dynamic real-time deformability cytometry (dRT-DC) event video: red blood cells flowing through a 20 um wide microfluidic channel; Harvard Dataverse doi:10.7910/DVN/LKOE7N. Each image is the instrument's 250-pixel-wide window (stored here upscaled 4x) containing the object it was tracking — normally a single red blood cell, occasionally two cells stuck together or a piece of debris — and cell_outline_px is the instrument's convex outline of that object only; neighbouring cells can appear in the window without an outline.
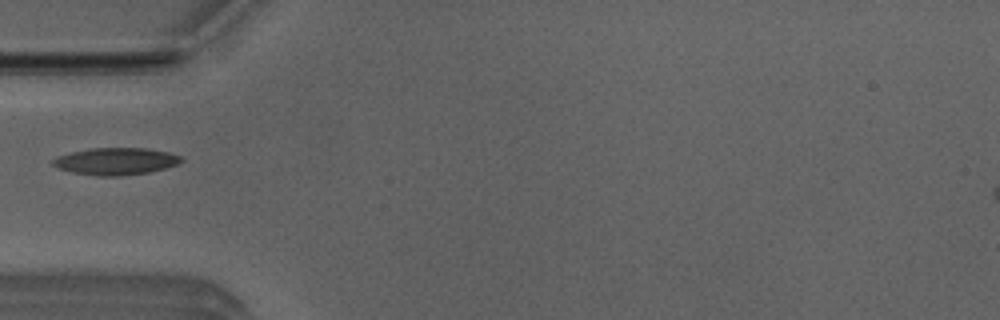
{"species": "Egyptian fruit bat (a non-hibernating species)", "species_latin": "Rousettus aegyptiacus", "temperature_condition": "room temperature", "stored_images_in_passage": 5, "camera_frame_rate_fps": 3000, "um_per_image_px": 0.085, "animal": {"sex": "male"}, "frame": {"image": 1, "passage_image": 4, "time_ms": 1.0, "image_size_px": [1000, 320], "cell_outline_px": [[184, 160], [176, 164], [164, 168], [148, 172], [120, 176], [96, 176], [72, 172], [60, 168], [52, 164], [52, 160], [56, 156], [72, 152], [92, 148], [148, 148], [168, 152], [180, 156]], "centroid_in_image_um": [9.83, 13.7], "position_along_channel_um": 75.2, "area_um2": 20.11}}